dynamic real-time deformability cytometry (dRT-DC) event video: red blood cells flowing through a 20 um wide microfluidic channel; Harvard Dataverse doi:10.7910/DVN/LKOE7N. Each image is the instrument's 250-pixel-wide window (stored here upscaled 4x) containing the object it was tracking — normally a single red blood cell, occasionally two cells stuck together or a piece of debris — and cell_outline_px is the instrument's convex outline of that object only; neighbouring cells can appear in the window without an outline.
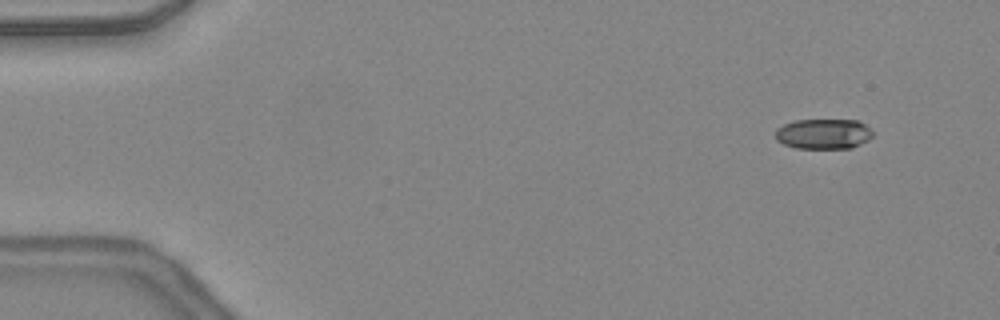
{"species": "common noctule bat (a hibernating species)", "species_latin": "Nyctalus noctula", "temperature_condition": "warm", "stored_images_in_passage": 48, "camera_frame_rate_fps": 3000, "um_per_image_px": 0.085, "animal": {"sex": "female", "body_mass_g": 24.6, "forearm_length_mm": 56.2}, "frame": {"image": 1, "passage_image": 5, "time_ms": 1.333, "image_size_px": [1000, 320], "cell_outline_px": [[872, 136], [868, 140], [852, 148], [796, 148], [784, 144], [776, 140], [776, 128], [784, 124], [796, 120], [860, 120], [872, 132]], "centroid_in_image_um": [69.99, 11.38], "position_along_channel_um": 15.0, "area_um2": 17.11}}
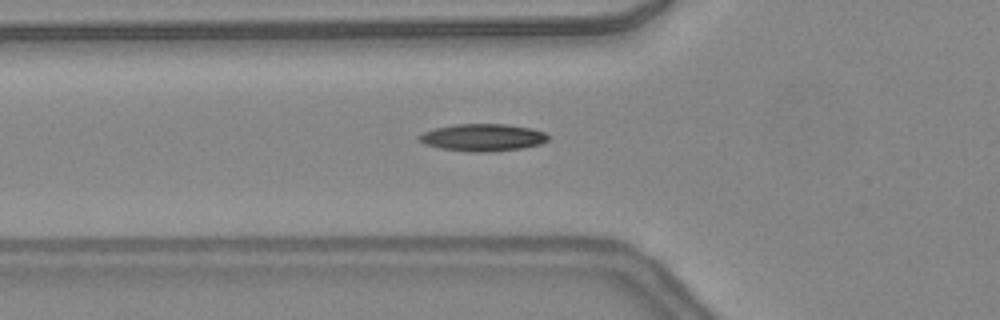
{"frame": {"image": 2, "passage_image": 18, "time_ms": 5.667, "image_size_px": [1000, 320], "cell_outline_px": [[548, 140], [540, 144], [524, 148], [492, 152], [468, 152], [440, 148], [424, 144], [420, 140], [420, 136], [424, 132], [436, 128], [452, 124], [508, 124], [532, 128], [544, 132], [548, 136]], "centroid_in_image_um": [41.07, 11.69], "position_along_channel_um": 84.7, "area_um2": 20.58}}
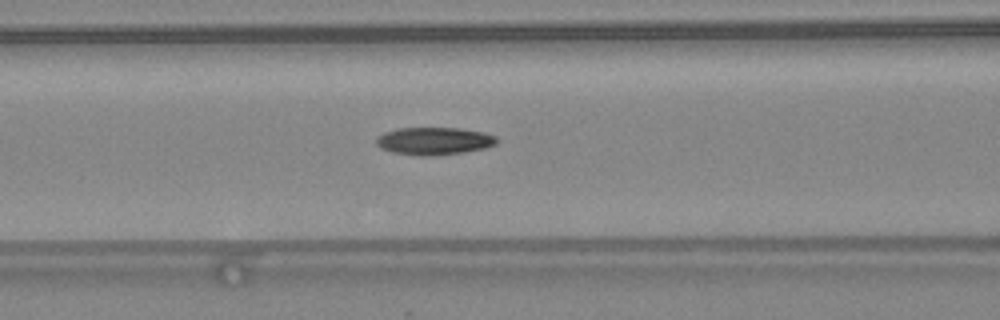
{"frame": {"image": 3, "passage_image": 21, "time_ms": 6.667, "image_size_px": [1000, 320], "cell_outline_px": [[496, 144], [484, 148], [464, 152], [420, 156], [392, 152], [380, 148], [376, 144], [376, 136], [384, 132], [396, 128], [460, 128], [484, 132], [496, 136]], "centroid_in_image_um": [36.85, 11.97], "position_along_channel_um": 129.7, "area_um2": 19.31}, "authors_computed_cell_mechanics": {"area_um2": 18.8139, "velocity_mm_per_s": 4.4088, "shape_relaxation_time_tau1_ms": null, "shape_relaxation_time_tau2_ms": 4.601, "deformation_change_tau1": null, "deformation_change_tau2": 0.1366}}